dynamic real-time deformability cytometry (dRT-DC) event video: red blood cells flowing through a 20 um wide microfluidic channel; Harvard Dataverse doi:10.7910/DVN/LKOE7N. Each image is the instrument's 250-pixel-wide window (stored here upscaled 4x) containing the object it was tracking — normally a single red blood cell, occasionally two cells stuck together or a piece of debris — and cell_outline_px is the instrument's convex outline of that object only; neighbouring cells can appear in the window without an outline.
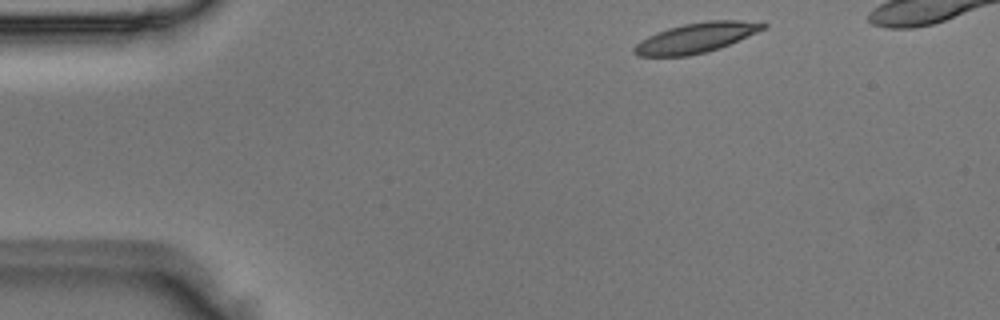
{"species": "Egyptian fruit bat (a non-hibernating species)", "species_latin": "Rousettus aegyptiacus", "temperature_condition": "room temperature", "stored_images_in_passage": 4, "camera_frame_rate_fps": 3000, "um_per_image_px": 0.085, "animal": {"sex": "male"}, "frame": {"image": 1, "passage_image": 1, "time_ms": 0.0, "image_size_px": [1000, 320], "cell_outline_px": [[768, 24], [764, 28], [756, 32], [720, 48], [688, 56], [636, 56], [632, 52], [632, 48], [640, 40], [656, 32], [668, 28], [684, 24], [708, 20], [740, 20]], "centroid_in_image_um": [59.09, 3.22], "position_along_channel_um": 25.9, "area_um2": 22.31}}